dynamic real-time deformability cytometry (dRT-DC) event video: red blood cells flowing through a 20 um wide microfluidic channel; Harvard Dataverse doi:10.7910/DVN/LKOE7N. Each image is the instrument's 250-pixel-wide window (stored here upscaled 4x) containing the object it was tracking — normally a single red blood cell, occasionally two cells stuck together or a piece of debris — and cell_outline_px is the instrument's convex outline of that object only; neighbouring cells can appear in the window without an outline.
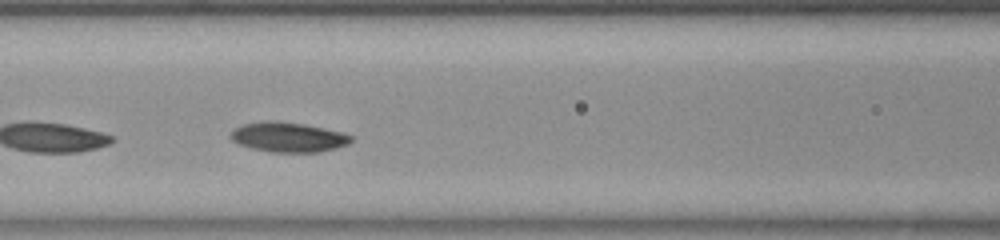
{"species": "common noctule bat (a hibernating species)", "species_latin": "Nyctalus noctula", "temperature_condition": "room temperature", "stored_images_in_passage": 29, "camera_frame_rate_fps": 3000, "um_per_image_px": 0.085, "animal": {"sex": "female", "body_mass_g": 23.0, "forearm_length_mm": 53.4}, "frame": {"image": 1, "passage_image": 9, "time_ms": 2.667, "image_size_px": [1000, 240], "cell_outline_px": [[352, 140], [344, 144], [332, 148], [316, 152], [272, 152], [240, 144], [232, 140], [232, 132], [236, 128], [244, 124], [268, 120], [272, 120], [300, 124], [340, 132], [352, 136]], "centroid_in_image_um": [24.47, 11.65], "position_along_channel_um": 142.1, "area_um2": 20.0}, "authors_computed_cell_mechanics": {"area_um2": 20.23, "velocity_mm_per_s": 3.8483, "shape_relaxation_time_tau1_ms": 2.2129, "shape_relaxation_time_tau2_ms": 1.5098, "deformation_change_tau1": 0.0861, "deformation_change_tau2": 0.0616}}